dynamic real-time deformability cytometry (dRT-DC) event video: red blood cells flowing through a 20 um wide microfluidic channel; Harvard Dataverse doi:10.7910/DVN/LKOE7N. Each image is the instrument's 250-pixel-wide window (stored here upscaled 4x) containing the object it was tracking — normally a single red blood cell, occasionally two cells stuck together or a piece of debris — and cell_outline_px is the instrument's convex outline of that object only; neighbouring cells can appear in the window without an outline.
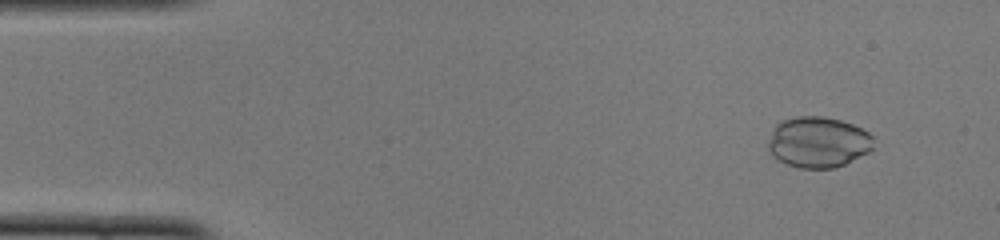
{"species": "common noctule bat (a hibernating species)", "species_latin": "Nyctalus noctula", "temperature_condition": "cold", "stored_images_in_passage": 50, "camera_frame_rate_fps": 3000, "um_per_image_px": 0.085, "animal": {"sex": "female", "body_mass_g": 22.0, "forearm_length_mm": 56.7}, "frame": {"image": 1, "passage_image": 5, "time_ms": 1.333, "image_size_px": [1000, 240], "cell_outline_px": [[872, 148], [868, 152], [836, 168], [800, 168], [788, 164], [772, 156], [768, 148], [768, 140], [776, 124], [780, 120], [796, 116], [824, 116], [840, 120], [852, 124], [868, 132], [872, 136]], "centroid_in_image_um": [69.51, 12.07], "position_along_channel_um": 15.5, "area_um2": 31.15}}
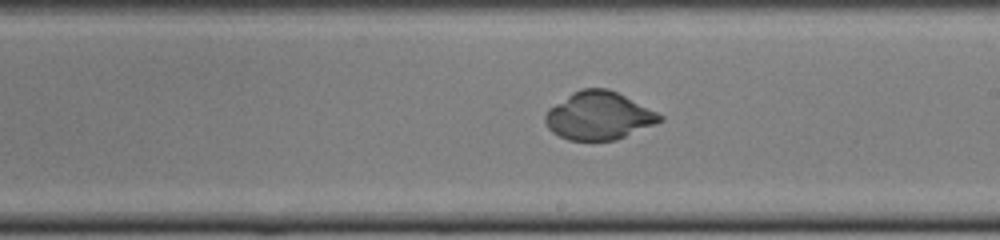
{"frame": {"image": 2, "passage_image": 29, "time_ms": 9.333, "image_size_px": [1000, 240], "cell_outline_px": [[664, 120], [656, 124], [616, 140], [568, 140], [552, 132], [548, 128], [544, 120], [544, 116], [548, 108], [572, 92], [580, 88], [608, 88], [664, 116]], "centroid_in_image_um": [50.87, 9.84], "position_along_channel_um": 238.1, "area_um2": 31.96}}
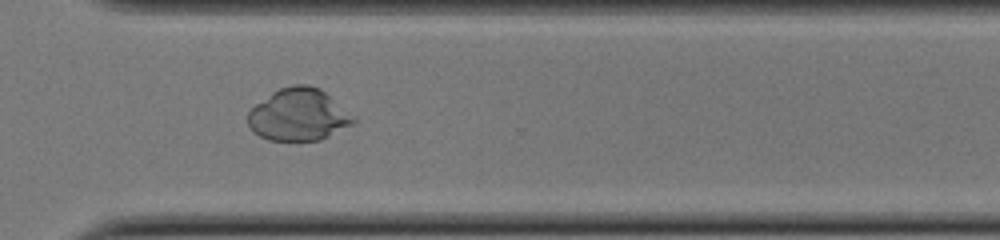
{"frame": {"image": 3, "passage_image": 37, "time_ms": 12.0, "image_size_px": [1000, 240], "cell_outline_px": [[356, 120], [352, 124], [320, 140], [268, 140], [252, 132], [248, 124], [248, 112], [256, 104], [272, 92], [280, 88], [292, 84], [308, 84], [320, 88], [356, 116]], "centroid_in_image_um": [25.38, 9.74], "position_along_channel_um": 345.2, "area_um2": 32.14}}